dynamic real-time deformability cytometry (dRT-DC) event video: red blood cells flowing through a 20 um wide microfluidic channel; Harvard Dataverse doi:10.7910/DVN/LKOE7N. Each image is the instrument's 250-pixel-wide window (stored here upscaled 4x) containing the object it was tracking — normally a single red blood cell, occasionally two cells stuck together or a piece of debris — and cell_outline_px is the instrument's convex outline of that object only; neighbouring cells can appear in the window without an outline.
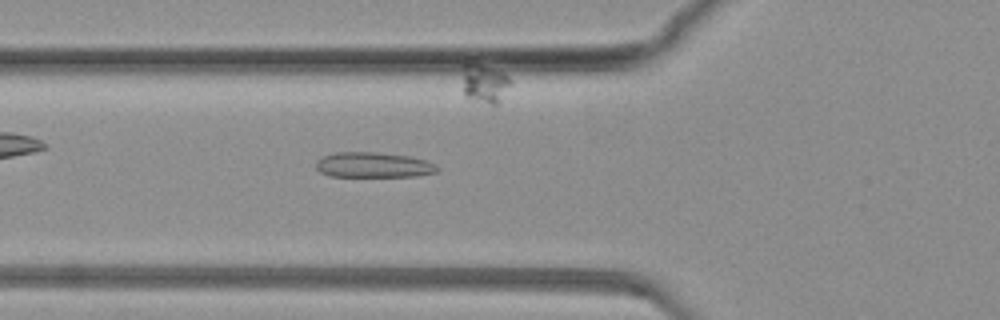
{"species": "common noctule bat (a hibernating species)", "species_latin": "Nyctalus noctula", "temperature_condition": "warm", "stored_images_in_passage": 70, "camera_frame_rate_fps": 3000, "um_per_image_px": 0.085, "animal": {"sex": "female", "body_mass_g": 19.3, "forearm_length_mm": 54.1}, "frame": {"image": 1, "passage_image": 17, "time_ms": 5.333, "image_size_px": [1000, 320], "cell_outline_px": [[440, 168], [436, 172], [416, 176], [332, 176], [320, 172], [316, 168], [316, 160], [324, 156], [336, 152], [376, 152], [412, 156], [436, 164]], "centroid_in_image_um": [31.75, 14.01], "position_along_channel_um": 94.0, "area_um2": 17.86}}
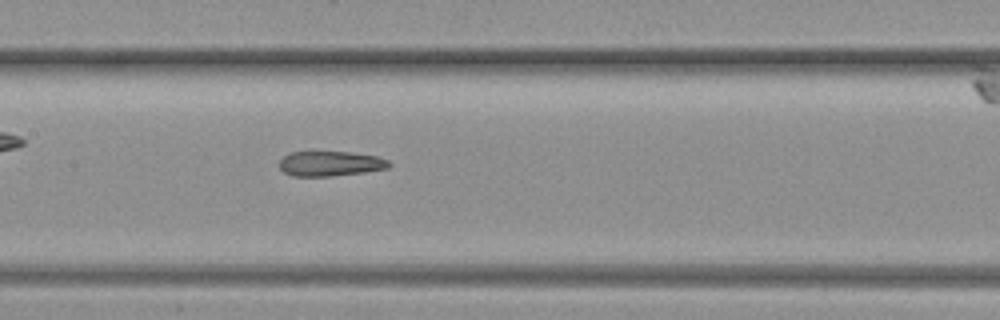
{"frame": {"image": 2, "passage_image": 27, "time_ms": 8.667, "image_size_px": [1000, 320], "cell_outline_px": [[392, 164], [388, 168], [364, 172], [332, 176], [292, 176], [284, 172], [280, 168], [280, 160], [284, 156], [292, 152], [348, 152], [376, 156], [388, 160]], "centroid_in_image_um": [28.08, 13.91], "position_along_channel_um": 179.3, "area_um2": 15.84}}
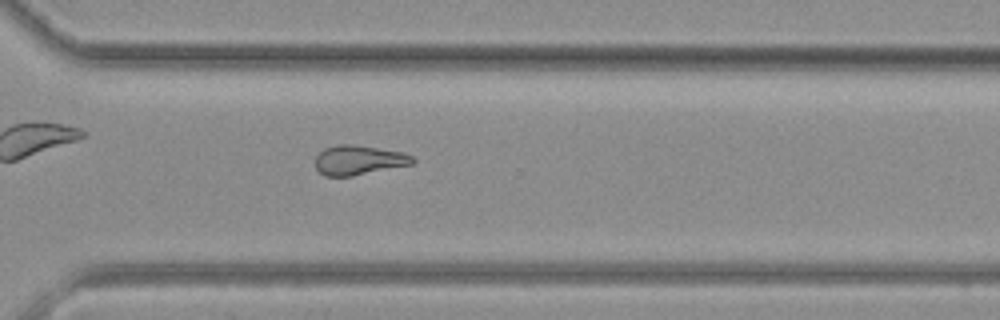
{"frame": {"image": 3, "passage_image": 46, "time_ms": 15.0, "image_size_px": [1000, 320], "cell_outline_px": [[416, 160], [412, 164], [352, 176], [324, 176], [316, 168], [316, 156], [324, 148], [336, 144], [352, 144], [404, 152], [412, 156]], "centroid_in_image_um": [30.49, 13.6], "position_along_channel_um": 340.1, "area_um2": 16.76}}